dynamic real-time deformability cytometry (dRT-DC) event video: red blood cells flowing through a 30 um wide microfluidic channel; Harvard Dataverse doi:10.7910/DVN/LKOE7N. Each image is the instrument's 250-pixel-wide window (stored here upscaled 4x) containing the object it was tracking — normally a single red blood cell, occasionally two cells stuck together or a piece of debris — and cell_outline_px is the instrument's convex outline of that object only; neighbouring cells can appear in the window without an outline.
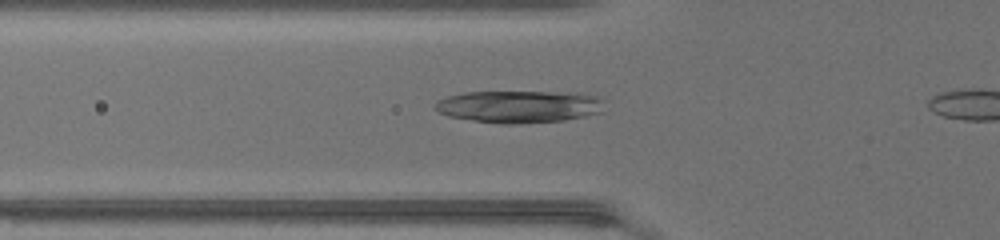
{"species": "common noctule bat (a hibernating species)", "species_latin": "Nyctalus noctula", "temperature_condition": "warm", "stored_images_in_passage": 36, "camera_frame_rate_fps": 3000, "um_per_image_px": 0.085, "animal": {"sex": "female", "body_mass_g": 17.0, "forearm_length_mm": 48.0}, "frame": {"image": 1, "passage_image": 14, "time_ms": 4.333, "image_size_px": [1000, 240], "cell_outline_px": [[604, 112], [564, 120], [520, 124], [504, 124], [448, 116], [432, 108], [432, 104], [436, 100], [448, 96], [464, 92], [576, 92], [596, 96], [600, 100]], "centroid_in_image_um": [44.09, 9.05], "position_along_channel_um": 81.7, "area_um2": 31.91}}
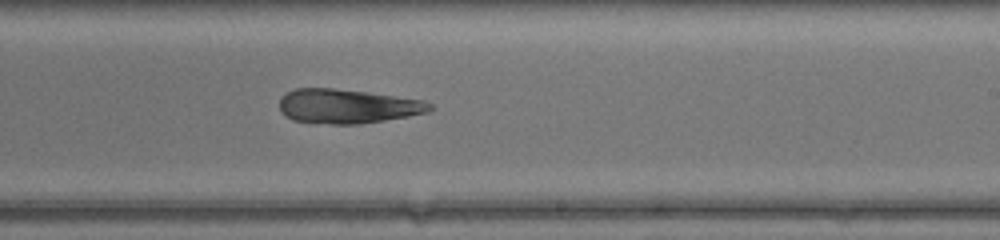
{"frame": {"image": 2, "passage_image": 26, "time_ms": 8.333, "image_size_px": [1000, 240], "cell_outline_px": [[432, 108], [428, 112], [408, 116], [384, 120], [356, 124], [332, 124], [292, 120], [284, 116], [280, 112], [280, 96], [296, 88], [332, 88], [368, 92], [424, 100], [432, 104]], "centroid_in_image_um": [29.5, 9.02], "position_along_channel_um": 259.5, "area_um2": 30.0}}
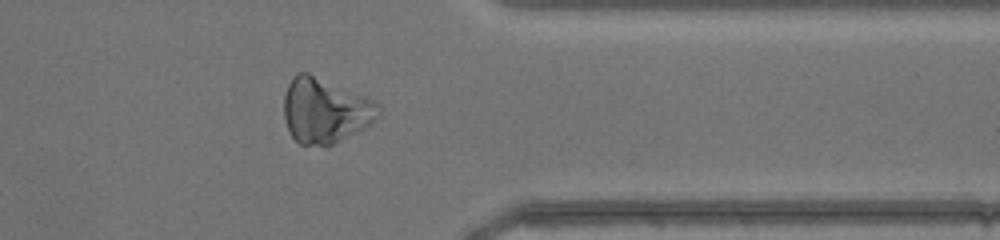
{"frame": {"image": 3, "passage_image": 35, "time_ms": 11.333, "image_size_px": [1000, 240], "cell_outline_px": [[380, 116], [376, 120], [364, 128], [324, 148], [300, 144], [288, 132], [284, 120], [284, 96], [288, 84], [292, 76], [296, 72], [308, 72], [364, 96], [372, 100], [376, 104], [380, 112]], "centroid_in_image_um": [27.58, 9.41], "position_along_channel_um": 383.8, "area_um2": 35.95}}